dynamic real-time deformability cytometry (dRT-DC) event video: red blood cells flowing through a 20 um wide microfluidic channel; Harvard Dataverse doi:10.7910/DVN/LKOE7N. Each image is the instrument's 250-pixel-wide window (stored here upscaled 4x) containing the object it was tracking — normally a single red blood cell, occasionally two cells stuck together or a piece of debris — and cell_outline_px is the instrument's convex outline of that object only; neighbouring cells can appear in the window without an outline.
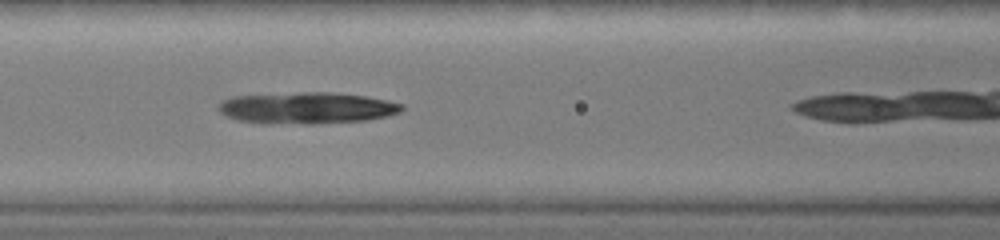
{"species": "common noctule bat (a hibernating species)", "species_latin": "Nyctalus noctula", "temperature_condition": "warm", "stored_images_in_passage": 5, "camera_frame_rate_fps": 3000, "um_per_image_px": 0.085, "animal": {"sex": "female", "body_mass_g": 19.0, "forearm_length_mm": 51.5}, "frame": {"image": 1, "passage_image": 5, "time_ms": 2.0, "image_size_px": [1000, 240], "cell_outline_px": [[404, 108], [400, 112], [384, 116], [364, 120], [312, 124], [308, 124], [236, 120], [220, 112], [216, 108], [220, 100], [232, 96], [300, 92], [332, 92], [368, 96], [388, 100], [404, 104]], "centroid_in_image_um": [26.09, 9.15], "position_along_channel_um": 140.5, "area_um2": 33.52}}